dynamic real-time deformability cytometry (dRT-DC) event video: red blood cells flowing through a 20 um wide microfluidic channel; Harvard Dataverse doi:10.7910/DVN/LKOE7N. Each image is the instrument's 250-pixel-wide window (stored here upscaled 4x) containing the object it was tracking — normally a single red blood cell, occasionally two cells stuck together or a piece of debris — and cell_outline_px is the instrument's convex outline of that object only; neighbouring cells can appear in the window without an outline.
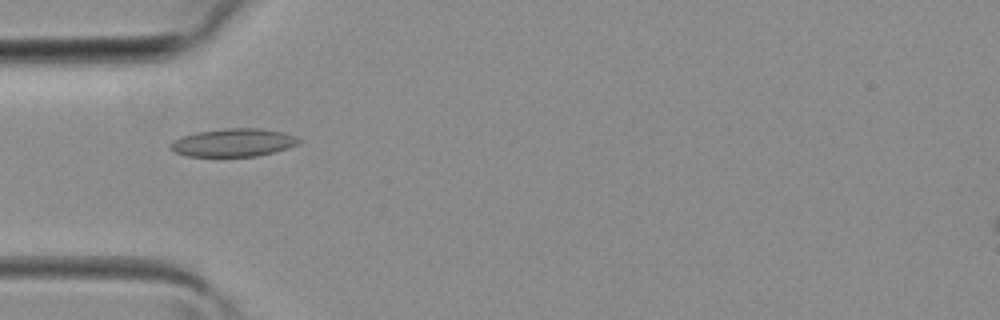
{"species": "common noctule bat (a hibernating species)", "species_latin": "Nyctalus noctula", "temperature_condition": "room temperature", "stored_images_in_passage": 27, "camera_frame_rate_fps": 3000, "um_per_image_px": 0.085, "animal": {"sex": "female", "body_mass_g": 19.3, "forearm_length_mm": 54.1}, "frame": {"image": 1, "passage_image": 4, "time_ms": 1.0, "image_size_px": [1000, 320], "cell_outline_px": [[300, 144], [288, 148], [256, 156], [188, 156], [176, 152], [168, 148], [168, 144], [172, 140], [180, 136], [196, 132], [224, 128], [260, 128], [284, 132], [300, 140]], "centroid_in_image_um": [19.78, 12.11], "position_along_channel_um": 65.2, "area_um2": 21.04}}
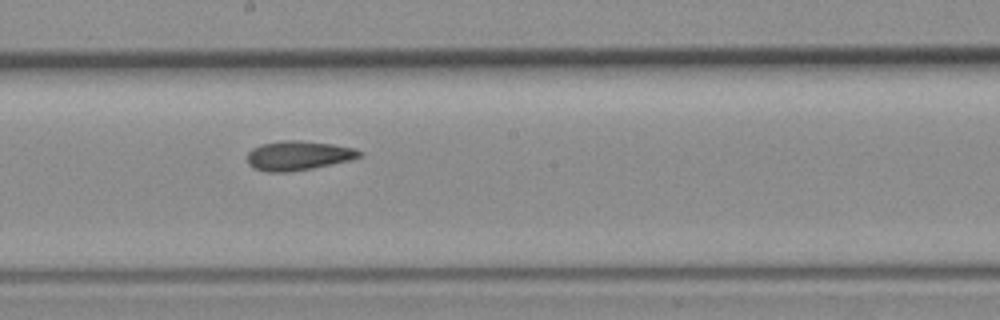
{"frame": {"image": 2, "passage_image": 13, "time_ms": 4.0, "image_size_px": [1000, 320], "cell_outline_px": [[364, 156], [332, 164], [312, 168], [288, 172], [268, 172], [252, 168], [248, 164], [248, 152], [252, 148], [260, 144], [280, 140], [300, 140], [332, 144], [356, 148], [364, 152]], "centroid_in_image_um": [25.36, 13.21], "position_along_channel_um": 222.8, "area_um2": 19.42}}
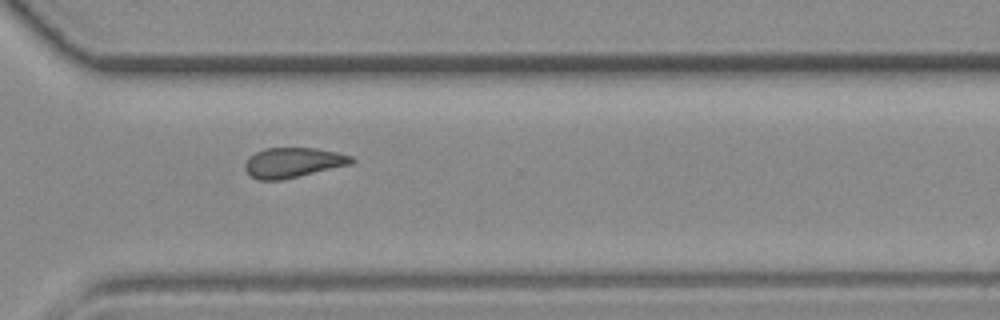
{"frame": {"image": 3, "passage_image": 20, "time_ms": 6.333, "image_size_px": [1000, 320], "cell_outline_px": [[356, 160], [352, 164], [284, 180], [260, 180], [252, 176], [244, 168], [244, 164], [256, 152], [264, 148], [316, 148], [336, 152], [352, 156]], "centroid_in_image_um": [24.95, 13.82], "position_along_channel_um": 345.6, "area_um2": 18.61}}